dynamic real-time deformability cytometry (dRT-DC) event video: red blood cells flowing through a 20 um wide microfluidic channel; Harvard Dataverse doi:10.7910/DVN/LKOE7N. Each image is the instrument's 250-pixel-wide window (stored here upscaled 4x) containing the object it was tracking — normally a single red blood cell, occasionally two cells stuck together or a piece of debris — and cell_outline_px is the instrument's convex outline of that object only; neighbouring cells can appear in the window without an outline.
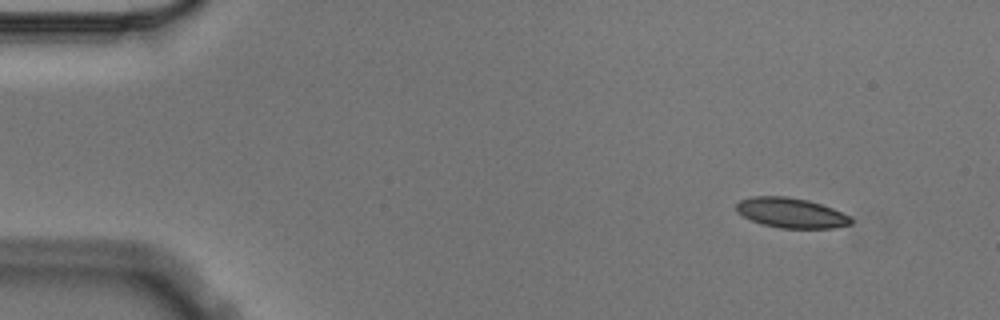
{"species": "Egyptian fruit bat (a non-hibernating species)", "species_latin": "Rousettus aegyptiacus", "temperature_condition": "cold", "stored_images_in_passage": 4, "camera_frame_rate_fps": 3000, "um_per_image_px": 0.085, "animal": {"sex": "male"}, "frame": {"image": 1, "passage_image": 1, "time_ms": 0.0, "image_size_px": [1000, 320], "cell_outline_px": [[852, 224], [832, 228], [780, 228], [764, 224], [752, 220], [736, 212], [736, 204], [740, 200], [752, 196], [788, 196], [808, 200], [832, 208], [848, 216], [852, 220]], "centroid_in_image_um": [67.22, 18.08], "position_along_channel_um": 17.8, "area_um2": 19.88}}
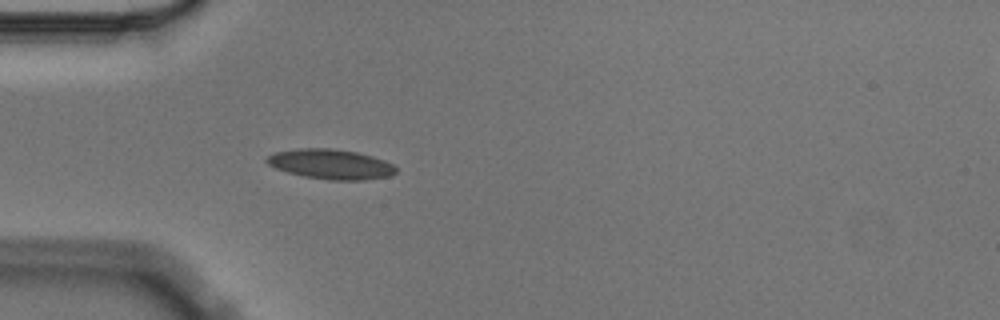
{"frame": {"image": 2, "passage_image": 4, "time_ms": 1.0, "image_size_px": [1000, 320], "cell_outline_px": [[396, 172], [392, 176], [364, 180], [328, 180], [304, 176], [288, 172], [276, 168], [268, 164], [264, 160], [268, 156], [276, 152], [300, 148], [328, 148], [356, 152], [372, 156], [384, 160], [392, 164], [396, 168]], "centroid_in_image_um": [28.13, 13.96], "position_along_channel_um": 56.9, "area_um2": 22.43}}